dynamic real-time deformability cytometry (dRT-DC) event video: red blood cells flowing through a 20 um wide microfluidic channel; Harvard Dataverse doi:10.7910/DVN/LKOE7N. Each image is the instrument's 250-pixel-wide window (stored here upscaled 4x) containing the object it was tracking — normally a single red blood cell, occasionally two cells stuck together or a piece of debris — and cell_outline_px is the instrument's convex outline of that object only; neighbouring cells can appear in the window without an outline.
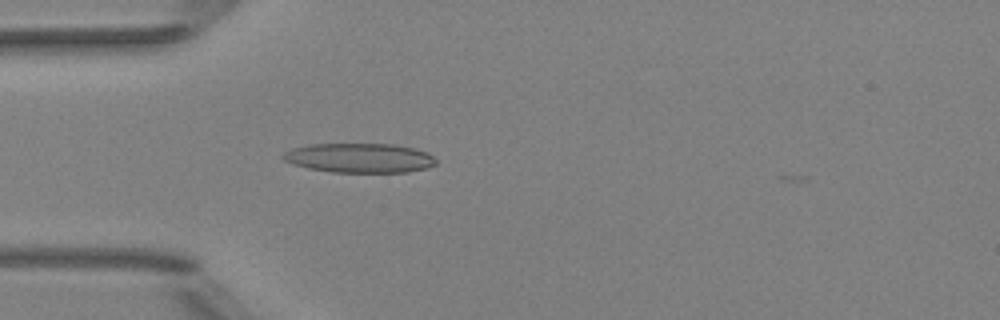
{"species": "Egyptian fruit bat (a non-hibernating species)", "species_latin": "Rousettus aegyptiacus", "temperature_condition": "room temperature", "stored_images_in_passage": 4, "camera_frame_rate_fps": 3000, "um_per_image_px": 0.085, "animal": {"sex": "female"}, "frame": {"image": 1, "passage_image": 3, "time_ms": 0.667, "image_size_px": [1000, 320], "cell_outline_px": [[436, 164], [428, 168], [408, 172], [332, 172], [308, 168], [292, 164], [284, 160], [280, 156], [284, 152], [292, 148], [312, 144], [396, 144], [416, 148], [428, 152], [436, 160]], "centroid_in_image_um": [30.58, 13.42], "position_along_channel_um": 54.4, "area_um2": 26.47}}